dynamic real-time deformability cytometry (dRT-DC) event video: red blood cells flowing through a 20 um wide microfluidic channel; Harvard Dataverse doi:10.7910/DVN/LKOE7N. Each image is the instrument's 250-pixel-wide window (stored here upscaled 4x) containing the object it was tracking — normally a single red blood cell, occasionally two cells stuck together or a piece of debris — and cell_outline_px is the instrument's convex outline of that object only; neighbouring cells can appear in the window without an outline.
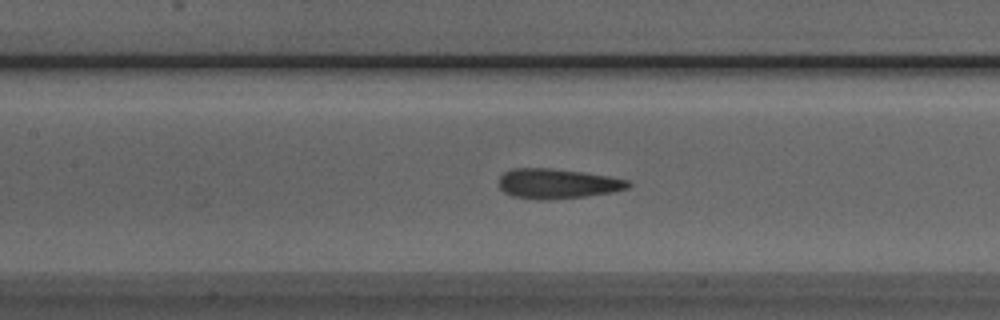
{"species": "Egyptian fruit bat (a non-hibernating species)", "species_latin": "Rousettus aegyptiacus", "temperature_condition": "room temperature", "stored_images_in_passage": 52, "camera_frame_rate_fps": 3000, "um_per_image_px": 0.085, "animal": {"sex": "male"}, "frame": {"image": 1, "passage_image": 22, "time_ms": 7.0, "image_size_px": [1000, 320], "cell_outline_px": [[632, 184], [628, 188], [612, 192], [584, 196], [552, 200], [540, 200], [512, 196], [504, 192], [500, 188], [500, 176], [504, 172], [512, 168], [548, 168], [580, 172], [608, 176], [628, 180]], "centroid_in_image_um": [47.36, 15.62], "position_along_channel_um": 160.0, "area_um2": 22.43}}
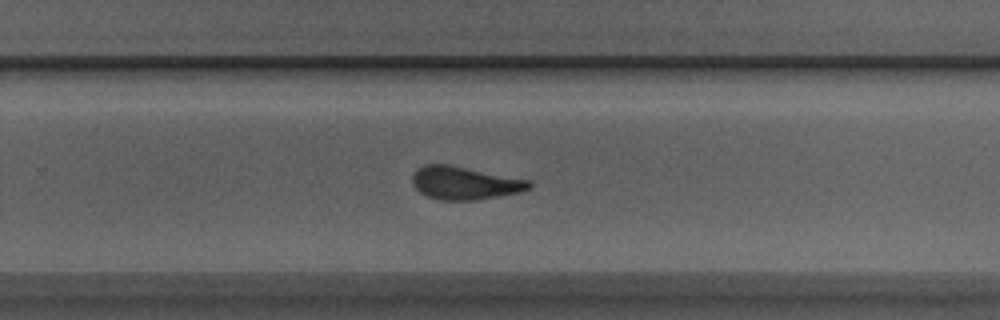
{"frame": {"image": 2, "passage_image": 32, "time_ms": 10.333, "image_size_px": [1000, 320], "cell_outline_px": [[532, 188], [520, 192], [476, 200], [440, 200], [428, 196], [420, 192], [416, 188], [412, 180], [412, 176], [416, 168], [424, 164], [448, 164], [532, 180]], "centroid_in_image_um": [39.52, 15.54], "position_along_channel_um": 290.3, "area_um2": 22.6}}
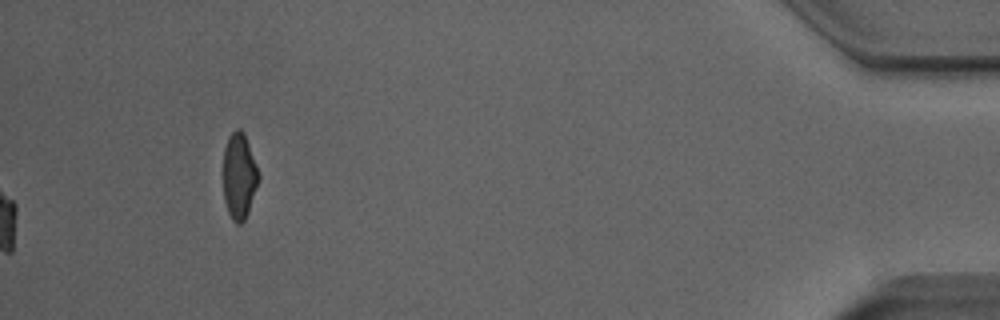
{"frame": {"image": 3, "passage_image": 52, "time_ms": 17.0, "image_size_px": [1000, 320], "cell_outline_px": [[260, 176], [248, 212], [244, 220], [240, 224], [236, 224], [232, 220], [228, 212], [224, 200], [224, 148], [228, 136], [236, 128], [240, 128], [244, 132]], "centroid_in_image_um": [20.32, 14.95], "position_along_channel_um": 414.9, "area_um2": 17.57}, "authors_computed_cell_mechanics": {"area_um2": 22.5998, "velocity_mm_per_s": 3.9205, "shape_relaxation_time_tau1_ms": 5.1355, "shape_relaxation_time_tau2_ms": 0.9884, "deformation_change_tau1": 0.1529, "deformation_change_tau2": 0.0688}}